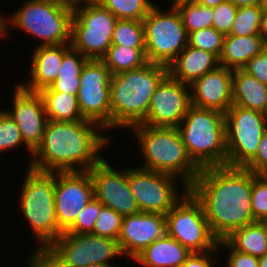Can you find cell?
<instances>
[{
  "label": "cell",
  "mask_w": 267,
  "mask_h": 267,
  "mask_svg": "<svg viewBox=\"0 0 267 267\" xmlns=\"http://www.w3.org/2000/svg\"><path fill=\"white\" fill-rule=\"evenodd\" d=\"M252 182L253 172L224 165L202 168L189 187L219 241L256 222L251 207Z\"/></svg>",
  "instance_id": "6da1fadb"
},
{
  "label": "cell",
  "mask_w": 267,
  "mask_h": 267,
  "mask_svg": "<svg viewBox=\"0 0 267 267\" xmlns=\"http://www.w3.org/2000/svg\"><path fill=\"white\" fill-rule=\"evenodd\" d=\"M103 132L99 124L90 120H48L42 142L28 159V166L51 172L89 171L110 144L111 137Z\"/></svg>",
  "instance_id": "7a4b0ae2"
},
{
  "label": "cell",
  "mask_w": 267,
  "mask_h": 267,
  "mask_svg": "<svg viewBox=\"0 0 267 267\" xmlns=\"http://www.w3.org/2000/svg\"><path fill=\"white\" fill-rule=\"evenodd\" d=\"M168 75V68L147 62L140 68L111 75L110 131L142 124L157 86Z\"/></svg>",
  "instance_id": "3957f363"
},
{
  "label": "cell",
  "mask_w": 267,
  "mask_h": 267,
  "mask_svg": "<svg viewBox=\"0 0 267 267\" xmlns=\"http://www.w3.org/2000/svg\"><path fill=\"white\" fill-rule=\"evenodd\" d=\"M130 129L143 157L137 167L177 177L188 188L193 184L201 169L189 157L177 127L139 124Z\"/></svg>",
  "instance_id": "277c9868"
},
{
  "label": "cell",
  "mask_w": 267,
  "mask_h": 267,
  "mask_svg": "<svg viewBox=\"0 0 267 267\" xmlns=\"http://www.w3.org/2000/svg\"><path fill=\"white\" fill-rule=\"evenodd\" d=\"M17 197L19 212L28 221L37 241L35 250H46L63 231L58 225L55 209L56 172L41 171L30 166Z\"/></svg>",
  "instance_id": "5b68a950"
},
{
  "label": "cell",
  "mask_w": 267,
  "mask_h": 267,
  "mask_svg": "<svg viewBox=\"0 0 267 267\" xmlns=\"http://www.w3.org/2000/svg\"><path fill=\"white\" fill-rule=\"evenodd\" d=\"M177 129L189 157L200 169L226 165L224 113L191 106Z\"/></svg>",
  "instance_id": "8992f818"
},
{
  "label": "cell",
  "mask_w": 267,
  "mask_h": 267,
  "mask_svg": "<svg viewBox=\"0 0 267 267\" xmlns=\"http://www.w3.org/2000/svg\"><path fill=\"white\" fill-rule=\"evenodd\" d=\"M25 2V3H24ZM22 5L6 18V37L19 29L40 39L36 46L70 44L73 9L52 0H24ZM9 17V18H8ZM12 29V30H11Z\"/></svg>",
  "instance_id": "52a82bcc"
},
{
  "label": "cell",
  "mask_w": 267,
  "mask_h": 267,
  "mask_svg": "<svg viewBox=\"0 0 267 267\" xmlns=\"http://www.w3.org/2000/svg\"><path fill=\"white\" fill-rule=\"evenodd\" d=\"M159 4L142 20L147 62L166 67L188 45V34L181 16L174 6L165 11Z\"/></svg>",
  "instance_id": "ba28073f"
},
{
  "label": "cell",
  "mask_w": 267,
  "mask_h": 267,
  "mask_svg": "<svg viewBox=\"0 0 267 267\" xmlns=\"http://www.w3.org/2000/svg\"><path fill=\"white\" fill-rule=\"evenodd\" d=\"M118 18L95 0L73 9L70 45L88 59L100 60L112 45Z\"/></svg>",
  "instance_id": "9c48e42d"
},
{
  "label": "cell",
  "mask_w": 267,
  "mask_h": 267,
  "mask_svg": "<svg viewBox=\"0 0 267 267\" xmlns=\"http://www.w3.org/2000/svg\"><path fill=\"white\" fill-rule=\"evenodd\" d=\"M165 216L167 234L191 253L220 250L219 240L210 229L202 204L190 191Z\"/></svg>",
  "instance_id": "30bf717a"
},
{
  "label": "cell",
  "mask_w": 267,
  "mask_h": 267,
  "mask_svg": "<svg viewBox=\"0 0 267 267\" xmlns=\"http://www.w3.org/2000/svg\"><path fill=\"white\" fill-rule=\"evenodd\" d=\"M267 132V114L233 105L225 113L226 165L244 167Z\"/></svg>",
  "instance_id": "8fae6325"
},
{
  "label": "cell",
  "mask_w": 267,
  "mask_h": 267,
  "mask_svg": "<svg viewBox=\"0 0 267 267\" xmlns=\"http://www.w3.org/2000/svg\"><path fill=\"white\" fill-rule=\"evenodd\" d=\"M46 251L64 267L114 265L113 259H119L123 255L117 240L92 233L63 232Z\"/></svg>",
  "instance_id": "7c38bea8"
},
{
  "label": "cell",
  "mask_w": 267,
  "mask_h": 267,
  "mask_svg": "<svg viewBox=\"0 0 267 267\" xmlns=\"http://www.w3.org/2000/svg\"><path fill=\"white\" fill-rule=\"evenodd\" d=\"M128 181L140 212L166 215L189 191V188L177 177L137 166L131 168L128 166ZM179 181L181 188L177 183Z\"/></svg>",
  "instance_id": "4fadbf2b"
},
{
  "label": "cell",
  "mask_w": 267,
  "mask_h": 267,
  "mask_svg": "<svg viewBox=\"0 0 267 267\" xmlns=\"http://www.w3.org/2000/svg\"><path fill=\"white\" fill-rule=\"evenodd\" d=\"M110 78L111 73L101 60L89 59L80 75L77 93L82 116L110 131Z\"/></svg>",
  "instance_id": "5bb4252c"
},
{
  "label": "cell",
  "mask_w": 267,
  "mask_h": 267,
  "mask_svg": "<svg viewBox=\"0 0 267 267\" xmlns=\"http://www.w3.org/2000/svg\"><path fill=\"white\" fill-rule=\"evenodd\" d=\"M114 166L102 158L88 171L94 198L122 216L139 213L140 209L129 187L128 169Z\"/></svg>",
  "instance_id": "9a60e30c"
},
{
  "label": "cell",
  "mask_w": 267,
  "mask_h": 267,
  "mask_svg": "<svg viewBox=\"0 0 267 267\" xmlns=\"http://www.w3.org/2000/svg\"><path fill=\"white\" fill-rule=\"evenodd\" d=\"M190 85L167 75L152 95L142 123L151 127H178L191 107Z\"/></svg>",
  "instance_id": "2e32d148"
},
{
  "label": "cell",
  "mask_w": 267,
  "mask_h": 267,
  "mask_svg": "<svg viewBox=\"0 0 267 267\" xmlns=\"http://www.w3.org/2000/svg\"><path fill=\"white\" fill-rule=\"evenodd\" d=\"M94 197L88 171L56 172L55 209L58 225L66 232L78 213Z\"/></svg>",
  "instance_id": "e0dca14e"
},
{
  "label": "cell",
  "mask_w": 267,
  "mask_h": 267,
  "mask_svg": "<svg viewBox=\"0 0 267 267\" xmlns=\"http://www.w3.org/2000/svg\"><path fill=\"white\" fill-rule=\"evenodd\" d=\"M13 107L5 111L14 120L21 131L29 157L41 144L48 117L39 92H30L19 83L13 88Z\"/></svg>",
  "instance_id": "ac0fdd59"
},
{
  "label": "cell",
  "mask_w": 267,
  "mask_h": 267,
  "mask_svg": "<svg viewBox=\"0 0 267 267\" xmlns=\"http://www.w3.org/2000/svg\"><path fill=\"white\" fill-rule=\"evenodd\" d=\"M167 234L166 216L160 213L139 212L123 216L118 237L124 257L132 261L155 240Z\"/></svg>",
  "instance_id": "d6986e66"
},
{
  "label": "cell",
  "mask_w": 267,
  "mask_h": 267,
  "mask_svg": "<svg viewBox=\"0 0 267 267\" xmlns=\"http://www.w3.org/2000/svg\"><path fill=\"white\" fill-rule=\"evenodd\" d=\"M191 105L226 113L233 106V70L218 66L190 85Z\"/></svg>",
  "instance_id": "ffe728a7"
},
{
  "label": "cell",
  "mask_w": 267,
  "mask_h": 267,
  "mask_svg": "<svg viewBox=\"0 0 267 267\" xmlns=\"http://www.w3.org/2000/svg\"><path fill=\"white\" fill-rule=\"evenodd\" d=\"M63 60V44L36 46L29 62V78L18 83L27 91L39 92L49 87L57 79ZM27 81V82H26Z\"/></svg>",
  "instance_id": "44dd1931"
},
{
  "label": "cell",
  "mask_w": 267,
  "mask_h": 267,
  "mask_svg": "<svg viewBox=\"0 0 267 267\" xmlns=\"http://www.w3.org/2000/svg\"><path fill=\"white\" fill-rule=\"evenodd\" d=\"M218 66L219 58L215 54L187 45L167 68L171 78L191 85Z\"/></svg>",
  "instance_id": "7402d4cb"
},
{
  "label": "cell",
  "mask_w": 267,
  "mask_h": 267,
  "mask_svg": "<svg viewBox=\"0 0 267 267\" xmlns=\"http://www.w3.org/2000/svg\"><path fill=\"white\" fill-rule=\"evenodd\" d=\"M191 252L166 234L146 247L132 261L143 267H181Z\"/></svg>",
  "instance_id": "603a6c76"
},
{
  "label": "cell",
  "mask_w": 267,
  "mask_h": 267,
  "mask_svg": "<svg viewBox=\"0 0 267 267\" xmlns=\"http://www.w3.org/2000/svg\"><path fill=\"white\" fill-rule=\"evenodd\" d=\"M266 47L267 44L261 35H226L219 65L231 70L242 69L250 59L260 54Z\"/></svg>",
  "instance_id": "cb8c5ba5"
},
{
  "label": "cell",
  "mask_w": 267,
  "mask_h": 267,
  "mask_svg": "<svg viewBox=\"0 0 267 267\" xmlns=\"http://www.w3.org/2000/svg\"><path fill=\"white\" fill-rule=\"evenodd\" d=\"M233 105L267 114V85L243 69L233 70Z\"/></svg>",
  "instance_id": "d4e9b609"
},
{
  "label": "cell",
  "mask_w": 267,
  "mask_h": 267,
  "mask_svg": "<svg viewBox=\"0 0 267 267\" xmlns=\"http://www.w3.org/2000/svg\"><path fill=\"white\" fill-rule=\"evenodd\" d=\"M48 120L73 122L87 120L79 109L77 95L54 91L50 86L39 91Z\"/></svg>",
  "instance_id": "484cf974"
},
{
  "label": "cell",
  "mask_w": 267,
  "mask_h": 267,
  "mask_svg": "<svg viewBox=\"0 0 267 267\" xmlns=\"http://www.w3.org/2000/svg\"><path fill=\"white\" fill-rule=\"evenodd\" d=\"M225 240L239 252L262 257L267 252V222L248 224L235 230Z\"/></svg>",
  "instance_id": "4316f807"
},
{
  "label": "cell",
  "mask_w": 267,
  "mask_h": 267,
  "mask_svg": "<svg viewBox=\"0 0 267 267\" xmlns=\"http://www.w3.org/2000/svg\"><path fill=\"white\" fill-rule=\"evenodd\" d=\"M111 75L142 67L147 63L145 48L112 44L100 59Z\"/></svg>",
  "instance_id": "83f0119b"
},
{
  "label": "cell",
  "mask_w": 267,
  "mask_h": 267,
  "mask_svg": "<svg viewBox=\"0 0 267 267\" xmlns=\"http://www.w3.org/2000/svg\"><path fill=\"white\" fill-rule=\"evenodd\" d=\"M174 7L179 12L188 35L197 30L212 27L213 8L203 6L195 0L182 1Z\"/></svg>",
  "instance_id": "f1b7e54d"
},
{
  "label": "cell",
  "mask_w": 267,
  "mask_h": 267,
  "mask_svg": "<svg viewBox=\"0 0 267 267\" xmlns=\"http://www.w3.org/2000/svg\"><path fill=\"white\" fill-rule=\"evenodd\" d=\"M118 19L142 21L156 5L153 0H95Z\"/></svg>",
  "instance_id": "f546056e"
},
{
  "label": "cell",
  "mask_w": 267,
  "mask_h": 267,
  "mask_svg": "<svg viewBox=\"0 0 267 267\" xmlns=\"http://www.w3.org/2000/svg\"><path fill=\"white\" fill-rule=\"evenodd\" d=\"M112 44L145 48L143 22L118 19L113 31Z\"/></svg>",
  "instance_id": "4dcf8cb0"
},
{
  "label": "cell",
  "mask_w": 267,
  "mask_h": 267,
  "mask_svg": "<svg viewBox=\"0 0 267 267\" xmlns=\"http://www.w3.org/2000/svg\"><path fill=\"white\" fill-rule=\"evenodd\" d=\"M262 14L263 10L260 6L252 5L238 7L230 33L227 35H260L259 28Z\"/></svg>",
  "instance_id": "1f68e13d"
},
{
  "label": "cell",
  "mask_w": 267,
  "mask_h": 267,
  "mask_svg": "<svg viewBox=\"0 0 267 267\" xmlns=\"http://www.w3.org/2000/svg\"><path fill=\"white\" fill-rule=\"evenodd\" d=\"M225 36L214 27H207L191 32L188 35V45L212 52L219 58L223 50Z\"/></svg>",
  "instance_id": "d6a6232c"
},
{
  "label": "cell",
  "mask_w": 267,
  "mask_h": 267,
  "mask_svg": "<svg viewBox=\"0 0 267 267\" xmlns=\"http://www.w3.org/2000/svg\"><path fill=\"white\" fill-rule=\"evenodd\" d=\"M5 109L0 108V154L25 145L19 127Z\"/></svg>",
  "instance_id": "836d02e7"
},
{
  "label": "cell",
  "mask_w": 267,
  "mask_h": 267,
  "mask_svg": "<svg viewBox=\"0 0 267 267\" xmlns=\"http://www.w3.org/2000/svg\"><path fill=\"white\" fill-rule=\"evenodd\" d=\"M123 216L115 210L103 206L97 216L92 234L118 240Z\"/></svg>",
  "instance_id": "e575fe53"
},
{
  "label": "cell",
  "mask_w": 267,
  "mask_h": 267,
  "mask_svg": "<svg viewBox=\"0 0 267 267\" xmlns=\"http://www.w3.org/2000/svg\"><path fill=\"white\" fill-rule=\"evenodd\" d=\"M251 207L255 221L267 222V175L253 173Z\"/></svg>",
  "instance_id": "d590c367"
},
{
  "label": "cell",
  "mask_w": 267,
  "mask_h": 267,
  "mask_svg": "<svg viewBox=\"0 0 267 267\" xmlns=\"http://www.w3.org/2000/svg\"><path fill=\"white\" fill-rule=\"evenodd\" d=\"M104 205L94 197L86 206L78 213L74 224L66 231V233L89 234L93 232L97 216Z\"/></svg>",
  "instance_id": "8d00e7d4"
},
{
  "label": "cell",
  "mask_w": 267,
  "mask_h": 267,
  "mask_svg": "<svg viewBox=\"0 0 267 267\" xmlns=\"http://www.w3.org/2000/svg\"><path fill=\"white\" fill-rule=\"evenodd\" d=\"M236 13L237 7L230 0L219 3L216 7H213L212 27L225 35L229 34Z\"/></svg>",
  "instance_id": "74e56055"
},
{
  "label": "cell",
  "mask_w": 267,
  "mask_h": 267,
  "mask_svg": "<svg viewBox=\"0 0 267 267\" xmlns=\"http://www.w3.org/2000/svg\"><path fill=\"white\" fill-rule=\"evenodd\" d=\"M88 60L70 44H63V60L57 76H80Z\"/></svg>",
  "instance_id": "f35d334b"
},
{
  "label": "cell",
  "mask_w": 267,
  "mask_h": 267,
  "mask_svg": "<svg viewBox=\"0 0 267 267\" xmlns=\"http://www.w3.org/2000/svg\"><path fill=\"white\" fill-rule=\"evenodd\" d=\"M222 248L228 255H226V267H258L259 258L253 255L245 254L235 250L226 240H220L218 249ZM224 248V249H223Z\"/></svg>",
  "instance_id": "ab89813d"
},
{
  "label": "cell",
  "mask_w": 267,
  "mask_h": 267,
  "mask_svg": "<svg viewBox=\"0 0 267 267\" xmlns=\"http://www.w3.org/2000/svg\"><path fill=\"white\" fill-rule=\"evenodd\" d=\"M242 69L267 85V47L260 54L250 59Z\"/></svg>",
  "instance_id": "60d3db41"
},
{
  "label": "cell",
  "mask_w": 267,
  "mask_h": 267,
  "mask_svg": "<svg viewBox=\"0 0 267 267\" xmlns=\"http://www.w3.org/2000/svg\"><path fill=\"white\" fill-rule=\"evenodd\" d=\"M244 168L256 175H267V132L260 139L256 155Z\"/></svg>",
  "instance_id": "b9f144b4"
},
{
  "label": "cell",
  "mask_w": 267,
  "mask_h": 267,
  "mask_svg": "<svg viewBox=\"0 0 267 267\" xmlns=\"http://www.w3.org/2000/svg\"><path fill=\"white\" fill-rule=\"evenodd\" d=\"M219 250L208 251L204 253H191L181 267H216V260ZM216 253V254H215Z\"/></svg>",
  "instance_id": "7bdbcfd3"
},
{
  "label": "cell",
  "mask_w": 267,
  "mask_h": 267,
  "mask_svg": "<svg viewBox=\"0 0 267 267\" xmlns=\"http://www.w3.org/2000/svg\"><path fill=\"white\" fill-rule=\"evenodd\" d=\"M50 87L54 91L77 95L80 87V76H57Z\"/></svg>",
  "instance_id": "ee69618b"
},
{
  "label": "cell",
  "mask_w": 267,
  "mask_h": 267,
  "mask_svg": "<svg viewBox=\"0 0 267 267\" xmlns=\"http://www.w3.org/2000/svg\"><path fill=\"white\" fill-rule=\"evenodd\" d=\"M27 267H64L57 262L46 250H34L27 258Z\"/></svg>",
  "instance_id": "f6af8a7d"
},
{
  "label": "cell",
  "mask_w": 267,
  "mask_h": 267,
  "mask_svg": "<svg viewBox=\"0 0 267 267\" xmlns=\"http://www.w3.org/2000/svg\"><path fill=\"white\" fill-rule=\"evenodd\" d=\"M259 32L264 42L267 44V12L263 11L262 19L260 21Z\"/></svg>",
  "instance_id": "bcb514c9"
},
{
  "label": "cell",
  "mask_w": 267,
  "mask_h": 267,
  "mask_svg": "<svg viewBox=\"0 0 267 267\" xmlns=\"http://www.w3.org/2000/svg\"><path fill=\"white\" fill-rule=\"evenodd\" d=\"M52 1L74 9V8L86 3L89 0H52Z\"/></svg>",
  "instance_id": "7dc6e473"
},
{
  "label": "cell",
  "mask_w": 267,
  "mask_h": 267,
  "mask_svg": "<svg viewBox=\"0 0 267 267\" xmlns=\"http://www.w3.org/2000/svg\"><path fill=\"white\" fill-rule=\"evenodd\" d=\"M235 4V6L238 7H244V6H252L256 5L259 6L262 0H230Z\"/></svg>",
  "instance_id": "c3c4849f"
},
{
  "label": "cell",
  "mask_w": 267,
  "mask_h": 267,
  "mask_svg": "<svg viewBox=\"0 0 267 267\" xmlns=\"http://www.w3.org/2000/svg\"><path fill=\"white\" fill-rule=\"evenodd\" d=\"M6 15H2V13H0V41L1 39L5 40L6 38Z\"/></svg>",
  "instance_id": "681fc988"
},
{
  "label": "cell",
  "mask_w": 267,
  "mask_h": 267,
  "mask_svg": "<svg viewBox=\"0 0 267 267\" xmlns=\"http://www.w3.org/2000/svg\"><path fill=\"white\" fill-rule=\"evenodd\" d=\"M199 4L206 6V7H216L219 3L224 2L225 0H195Z\"/></svg>",
  "instance_id": "f907efd6"
},
{
  "label": "cell",
  "mask_w": 267,
  "mask_h": 267,
  "mask_svg": "<svg viewBox=\"0 0 267 267\" xmlns=\"http://www.w3.org/2000/svg\"><path fill=\"white\" fill-rule=\"evenodd\" d=\"M258 267H267V252L262 257H259Z\"/></svg>",
  "instance_id": "816d5d0a"
},
{
  "label": "cell",
  "mask_w": 267,
  "mask_h": 267,
  "mask_svg": "<svg viewBox=\"0 0 267 267\" xmlns=\"http://www.w3.org/2000/svg\"><path fill=\"white\" fill-rule=\"evenodd\" d=\"M259 6L263 11L267 12V0H262Z\"/></svg>",
  "instance_id": "f5cc1de1"
},
{
  "label": "cell",
  "mask_w": 267,
  "mask_h": 267,
  "mask_svg": "<svg viewBox=\"0 0 267 267\" xmlns=\"http://www.w3.org/2000/svg\"><path fill=\"white\" fill-rule=\"evenodd\" d=\"M87 267H117V266H116V264L115 265L90 264Z\"/></svg>",
  "instance_id": "db71d44e"
},
{
  "label": "cell",
  "mask_w": 267,
  "mask_h": 267,
  "mask_svg": "<svg viewBox=\"0 0 267 267\" xmlns=\"http://www.w3.org/2000/svg\"><path fill=\"white\" fill-rule=\"evenodd\" d=\"M171 1H172L171 6H174L175 4L180 3L182 1H191V0H171Z\"/></svg>",
  "instance_id": "11a10c76"
}]
</instances>
